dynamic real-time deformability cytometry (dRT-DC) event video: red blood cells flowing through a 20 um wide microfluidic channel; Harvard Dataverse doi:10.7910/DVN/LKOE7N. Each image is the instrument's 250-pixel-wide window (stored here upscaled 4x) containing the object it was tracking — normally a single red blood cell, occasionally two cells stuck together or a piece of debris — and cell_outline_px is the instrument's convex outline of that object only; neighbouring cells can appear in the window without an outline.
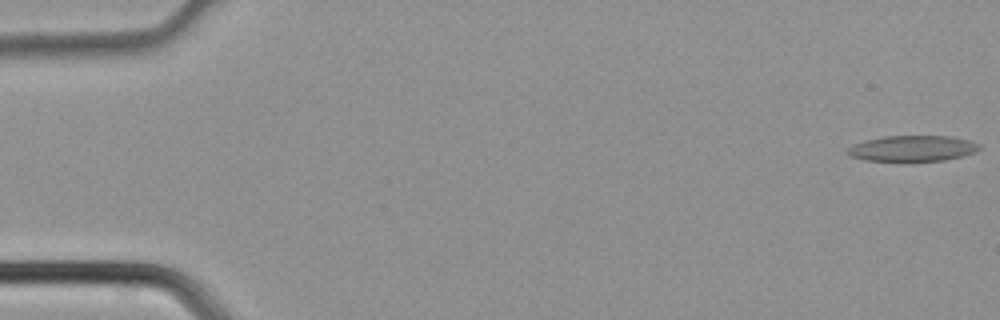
{"species": "common noctule bat (a hibernating species)", "species_latin": "Nyctalus noctula", "temperature_condition": "cold", "stored_images_in_passage": 46, "camera_frame_rate_fps": 3000, "um_per_image_px": 0.085, "animal": {"sex": "male", "body_mass_g": 21.5, "forearm_length_mm": 52.0}, "frame": {"image": 1, "passage_image": 1, "time_ms": 0.0, "image_size_px": [1000, 320], "cell_outline_px": [[980, 148], [976, 152], [964, 156], [944, 160], [864, 160], [848, 156], [848, 148], [852, 144], [864, 140], [884, 136], [952, 136], [968, 140], [980, 144]], "centroid_in_image_um": [77.57, 12.6], "position_along_channel_um": 7.4, "area_um2": 19.71}}
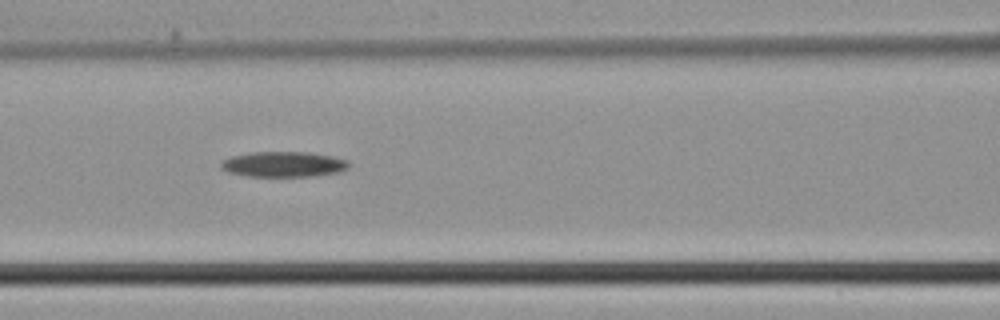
{"frame": {"image": 2, "passage_image": 20, "time_ms": 6.333, "image_size_px": [1000, 320], "cell_outline_px": [[348, 168], [340, 172], [312, 176], [248, 176], [228, 172], [220, 168], [220, 164], [224, 160], [232, 156], [252, 152], [308, 152], [332, 156], [348, 160]], "centroid_in_image_um": [24.11, 13.96], "position_along_channel_um": 142.5, "area_um2": 18.84}}
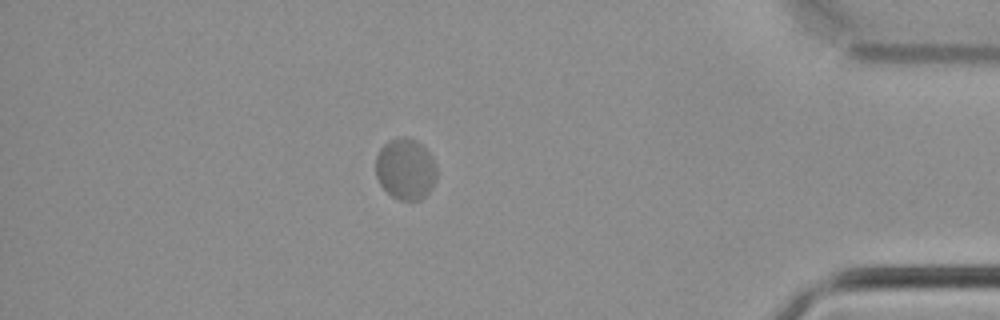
{"frame": {"image": 3, "passage_image": 40, "time_ms": 13.0, "image_size_px": [1000, 320], "cell_outline_px": [[436, 180], [432, 188], [420, 200], [400, 200], [392, 196], [380, 184], [376, 176], [376, 156], [380, 148], [388, 140], [400, 136], [408, 136], [416, 140], [432, 156], [436, 168]], "centroid_in_image_um": [34.46, 14.35], "position_along_channel_um": 400.7, "area_um2": 21.85}}